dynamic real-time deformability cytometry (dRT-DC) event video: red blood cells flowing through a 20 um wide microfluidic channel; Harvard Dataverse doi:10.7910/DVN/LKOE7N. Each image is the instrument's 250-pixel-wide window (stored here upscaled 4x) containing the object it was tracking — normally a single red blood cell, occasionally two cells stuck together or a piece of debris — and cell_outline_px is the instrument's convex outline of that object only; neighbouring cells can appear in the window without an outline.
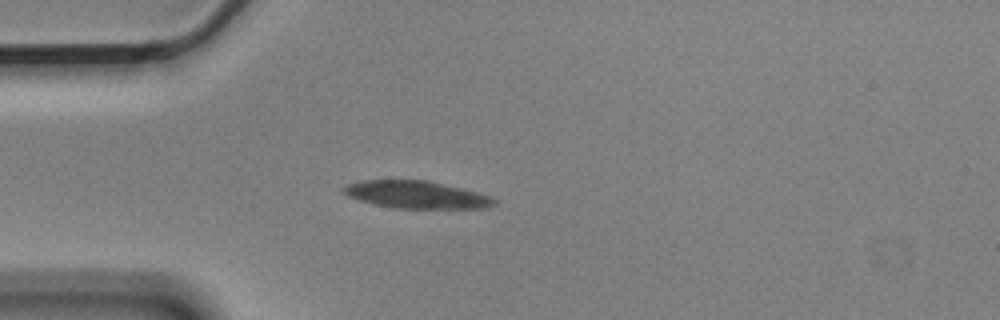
{"species": "Egyptian fruit bat (a non-hibernating species)", "species_latin": "Rousettus aegyptiacus", "temperature_condition": "cold", "stored_images_in_passage": 2, "camera_frame_rate_fps": 3000, "um_per_image_px": 0.085, "animal": {"sex": "male"}, "frame": {"image": 1, "passage_image": 1, "time_ms": 0.0, "image_size_px": [1000, 320], "cell_outline_px": [[496, 204], [488, 208], [396, 208], [376, 204], [360, 200], [348, 196], [340, 188], [348, 184], [360, 180], [428, 180], [492, 196], [496, 200]], "centroid_in_image_um": [35.4, 16.54], "position_along_channel_um": 49.6, "area_um2": 23.93}}